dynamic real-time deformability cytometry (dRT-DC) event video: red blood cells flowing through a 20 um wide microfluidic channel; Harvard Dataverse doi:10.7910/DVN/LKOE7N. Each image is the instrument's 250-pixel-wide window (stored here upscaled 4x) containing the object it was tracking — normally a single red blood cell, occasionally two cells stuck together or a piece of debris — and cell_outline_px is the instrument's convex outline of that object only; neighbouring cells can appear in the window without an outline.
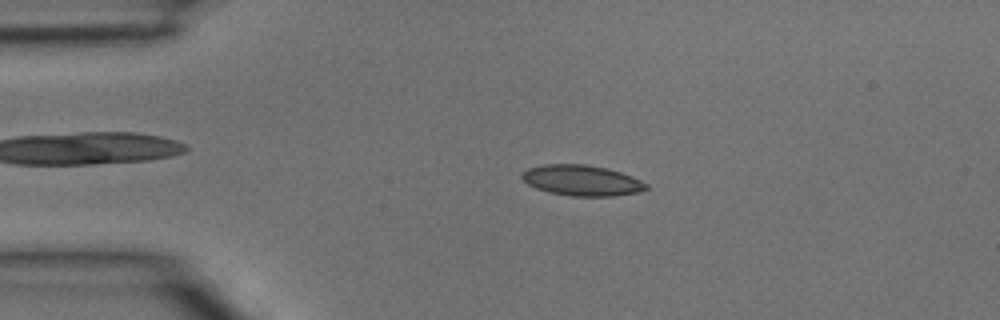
{"species": "common noctule bat (a hibernating species)", "species_latin": "Nyctalus noctula", "temperature_condition": "room temperature", "stored_images_in_passage": 28, "camera_frame_rate_fps": 3000, "um_per_image_px": 0.085, "animal": {"sex": "male", "body_mass_g": 15.6}, "frame": {"image": 1, "passage_image": 7, "time_ms": 2.0, "image_size_px": [1000, 320], "cell_outline_px": [[648, 188], [640, 192], [612, 196], [572, 196], [552, 192], [536, 188], [528, 184], [520, 176], [528, 168], [544, 164], [584, 164], [604, 168], [620, 172], [632, 176], [648, 184]], "centroid_in_image_um": [49.47, 15.33], "position_along_channel_um": 35.5, "area_um2": 21.96}}
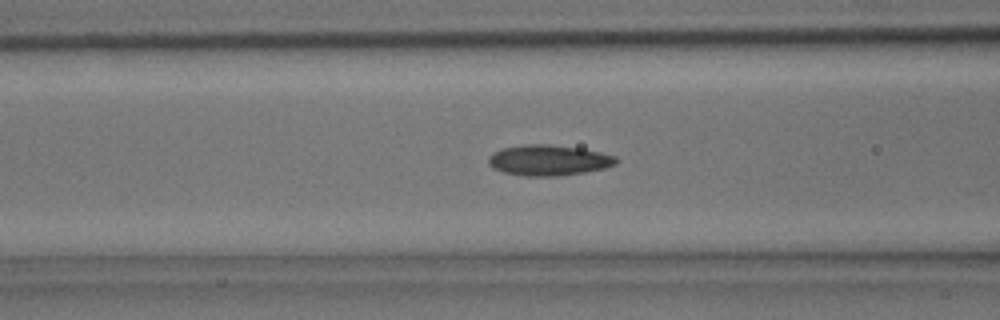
{"frame": {"image": 2, "passage_image": 14, "time_ms": 4.333, "image_size_px": [1000, 320], "cell_outline_px": [[620, 160], [616, 164], [604, 168], [584, 172], [556, 176], [524, 176], [504, 172], [492, 168], [488, 164], [488, 156], [492, 152], [500, 148], [524, 144], [548, 144], [580, 148], [600, 152], [616, 156]], "centroid_in_image_um": [46.6, 13.61], "position_along_channel_um": 120.0, "area_um2": 23.0}}
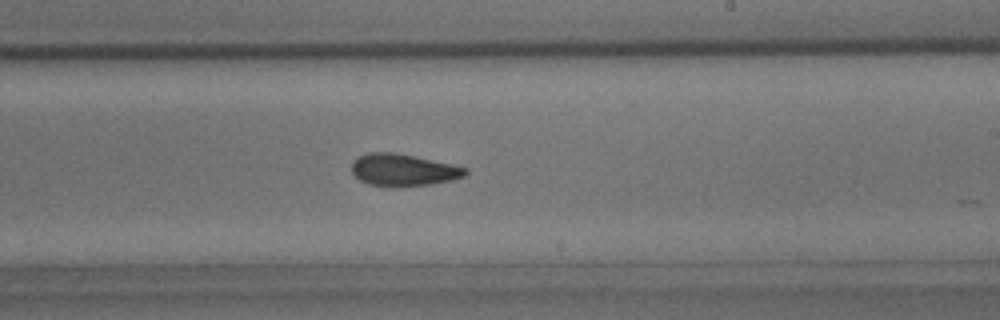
{"frame": {"image": 3, "passage_image": 22, "time_ms": 7.0, "image_size_px": [1000, 320], "cell_outline_px": [[468, 172], [464, 176], [452, 180], [432, 184], [396, 188], [392, 188], [368, 184], [360, 180], [352, 172], [352, 164], [360, 156], [368, 152], [392, 152], [412, 156], [468, 168]], "centroid_in_image_um": [34.27, 14.48], "position_along_channel_um": 254.7, "area_um2": 21.21}}